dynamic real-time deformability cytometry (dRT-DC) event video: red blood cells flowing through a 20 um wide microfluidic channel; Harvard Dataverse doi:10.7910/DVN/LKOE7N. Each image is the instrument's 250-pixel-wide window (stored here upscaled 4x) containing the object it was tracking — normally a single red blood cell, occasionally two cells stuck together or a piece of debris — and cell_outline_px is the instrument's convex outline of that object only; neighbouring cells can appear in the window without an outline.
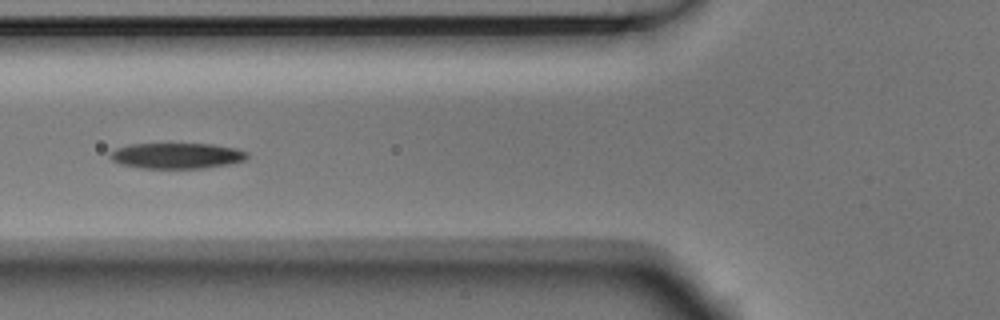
{"species": "Egyptian fruit bat (a non-hibernating species)", "species_latin": "Rousettus aegyptiacus", "temperature_condition": "room temperature", "stored_images_in_passage": 5, "camera_frame_rate_fps": 3000, "um_per_image_px": 0.085, "animal": {"sex": "male"}, "frame": {"image": 1, "passage_image": 5, "time_ms": 1.333, "image_size_px": [1000, 320], "cell_outline_px": [[248, 156], [244, 160], [228, 164], [204, 168], [140, 168], [120, 164], [112, 160], [108, 156], [116, 148], [128, 144], [212, 144], [236, 148], [248, 152]], "centroid_in_image_um": [15.01, 13.23], "position_along_channel_um": 110.8, "area_um2": 20.52}}